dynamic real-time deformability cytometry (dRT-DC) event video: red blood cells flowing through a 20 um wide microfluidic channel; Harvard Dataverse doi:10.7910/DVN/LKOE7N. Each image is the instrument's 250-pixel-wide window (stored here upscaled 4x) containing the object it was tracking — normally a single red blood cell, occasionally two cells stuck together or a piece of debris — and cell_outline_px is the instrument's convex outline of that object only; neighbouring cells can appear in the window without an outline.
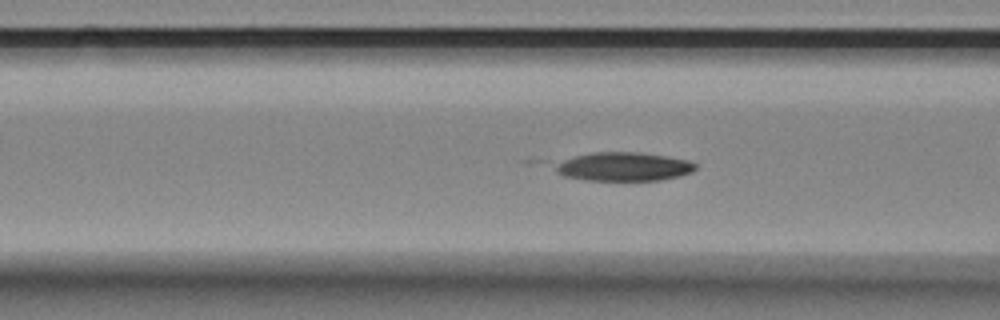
{"species": "Egyptian fruit bat (a non-hibernating species)", "species_latin": "Rousettus aegyptiacus", "temperature_condition": "room temperature", "stored_images_in_passage": 51, "camera_frame_rate_fps": 3000, "um_per_image_px": 0.085, "animal": {"sex": "female"}, "frame": {"image": 1, "passage_image": 15, "time_ms": 4.667, "image_size_px": [1000, 320], "cell_outline_px": [[696, 168], [692, 172], [680, 176], [660, 180], [584, 180], [564, 176], [556, 172], [552, 164], [576, 156], [592, 152], [640, 152], [668, 156], [688, 160], [696, 164]], "centroid_in_image_um": [53.0, 14.16], "position_along_channel_um": 113.6, "area_um2": 23.58}}
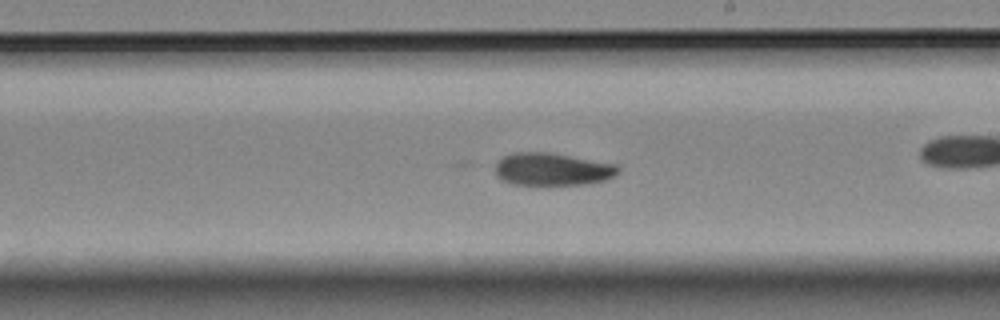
{"frame": {"image": 2, "passage_image": 26, "time_ms": 8.333, "image_size_px": [1000, 320], "cell_outline_px": [[620, 172], [604, 180], [588, 184], [512, 184], [500, 180], [496, 176], [496, 164], [504, 156], [516, 152], [544, 152], [616, 164], [620, 168]], "centroid_in_image_um": [46.93, 14.39], "position_along_channel_um": 242.1, "area_um2": 23.0}}
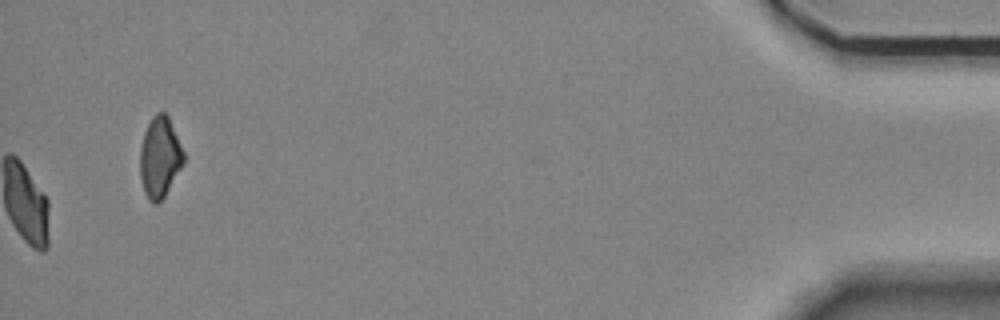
{"frame": {"image": 3, "passage_image": 51, "time_ms": 16.667, "image_size_px": [1000, 320], "cell_outline_px": [[184, 164], [164, 196], [156, 204], [152, 204], [148, 200], [144, 192], [140, 176], [140, 148], [144, 132], [152, 116], [156, 112], [164, 112], [168, 116], [184, 152]], "centroid_in_image_um": [13.57, 13.37], "position_along_channel_um": 421.6, "area_um2": 20.52}, "authors_computed_cell_mechanics": {"area_um2": 23.3512, "velocity_mm_per_s": 3.4973, "shape_relaxation_time_tau1_ms": 8.6414, "shape_relaxation_time_tau2_ms": 7.0912, "deformation_change_tau1": 0.2158, "deformation_change_tau2": 0.112}}